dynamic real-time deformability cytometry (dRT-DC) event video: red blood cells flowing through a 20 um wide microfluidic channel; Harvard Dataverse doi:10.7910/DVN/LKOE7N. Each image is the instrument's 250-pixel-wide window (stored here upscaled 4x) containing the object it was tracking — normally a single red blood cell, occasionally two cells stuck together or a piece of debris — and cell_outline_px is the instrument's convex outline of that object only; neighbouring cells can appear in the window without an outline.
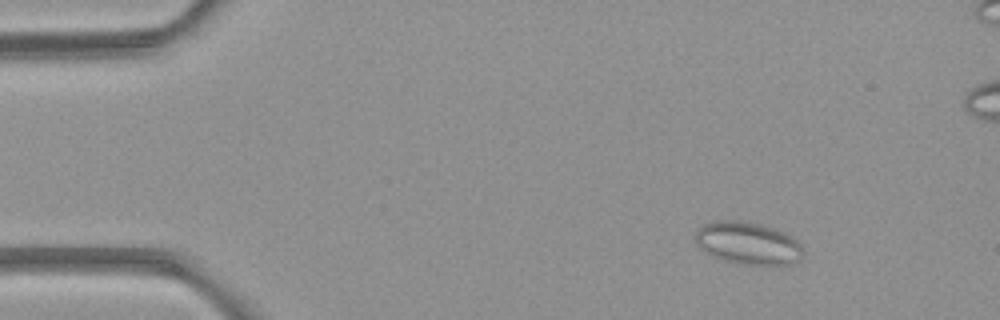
{"species": "common noctule bat (a hibernating species)", "species_latin": "Nyctalus noctula", "temperature_condition": "room temperature", "stored_images_in_passage": 5, "camera_frame_rate_fps": 3000, "um_per_image_px": 0.085, "animal": {"sex": "female", "body_mass_g": 21.9}, "frame": {"image": 1, "passage_image": 2, "time_ms": 2.0, "image_size_px": [1000, 320], "cell_outline_px": [[804, 256], [800, 260], [788, 264], [740, 264], [724, 260], [712, 256], [704, 252], [696, 244], [696, 232], [704, 224], [716, 220], [740, 220], [772, 228], [784, 232], [792, 236], [804, 248]], "centroid_in_image_um": [63.58, 20.67], "position_along_channel_um": 21.4, "area_um2": 26.59}}